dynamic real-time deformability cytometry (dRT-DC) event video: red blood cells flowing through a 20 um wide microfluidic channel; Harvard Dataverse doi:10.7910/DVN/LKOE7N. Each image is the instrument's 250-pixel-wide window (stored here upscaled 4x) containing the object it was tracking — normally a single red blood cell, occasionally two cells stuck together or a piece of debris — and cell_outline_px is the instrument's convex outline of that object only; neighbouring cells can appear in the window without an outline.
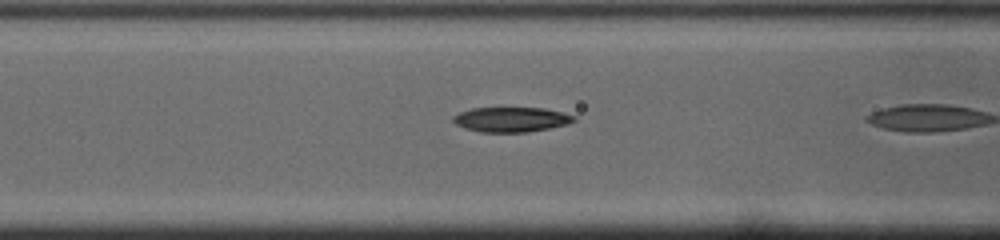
{"species": "common noctule bat (a hibernating species)", "species_latin": "Nyctalus noctula", "temperature_condition": "cold", "stored_images_in_passage": 17, "camera_frame_rate_fps": 3000, "um_per_image_px": 0.085, "animal": {"sex": "male", "body_mass_g": 19.0, "forearm_length_mm": 50.8}, "frame": {"image": 1, "passage_image": 15, "time_ms": 4.667, "image_size_px": [1000, 240], "cell_outline_px": [[576, 120], [568, 124], [528, 132], [480, 132], [464, 128], [456, 124], [452, 120], [452, 116], [460, 112], [472, 108], [544, 108], [576, 116]], "centroid_in_image_um": [43.43, 10.16], "position_along_channel_um": 123.2, "area_um2": 17.46}}